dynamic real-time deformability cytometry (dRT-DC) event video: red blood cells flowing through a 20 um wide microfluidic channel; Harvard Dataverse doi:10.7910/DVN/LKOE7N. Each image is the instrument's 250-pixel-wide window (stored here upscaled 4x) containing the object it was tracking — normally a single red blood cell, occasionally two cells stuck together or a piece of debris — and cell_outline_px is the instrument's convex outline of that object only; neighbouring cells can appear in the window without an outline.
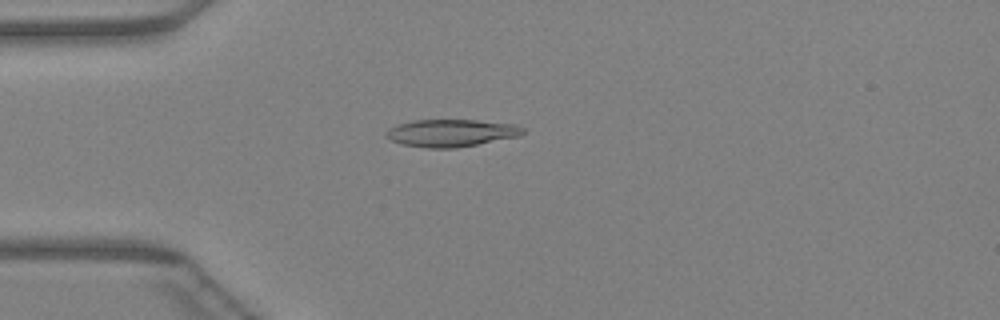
{"species": "Egyptian fruit bat (a non-hibernating species)", "species_latin": "Rousettus aegyptiacus", "temperature_condition": "warm", "stored_images_in_passage": 45, "camera_frame_rate_fps": 3000, "um_per_image_px": 0.085, "animal": {"sex": "female"}, "frame": {"image": 1, "passage_image": 11, "time_ms": 3.333, "image_size_px": [1000, 320], "cell_outline_px": [[524, 132], [520, 136], [456, 148], [428, 148], [404, 144], [392, 140], [384, 136], [388, 128], [412, 120], [476, 120], [516, 124], [524, 128]], "centroid_in_image_um": [38.37, 11.3], "position_along_channel_um": 46.6, "area_um2": 21.73}}
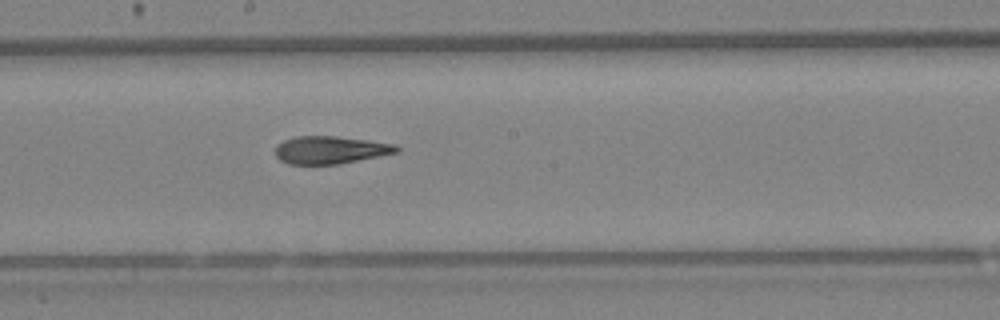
{"frame": {"image": 2, "passage_image": 24, "time_ms": 7.667, "image_size_px": [1000, 320], "cell_outline_px": [[400, 152], [340, 164], [288, 164], [280, 160], [276, 156], [276, 144], [284, 140], [296, 136], [336, 136], [368, 140], [396, 144], [400, 148]], "centroid_in_image_um": [28.1, 12.74], "position_along_channel_um": 220.1, "area_um2": 19.71}}
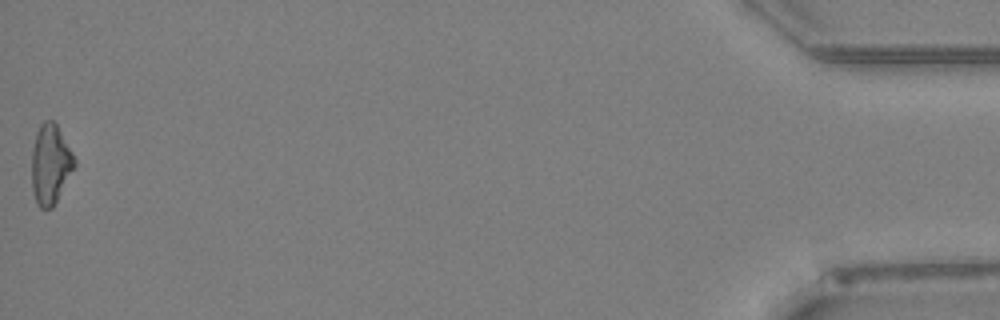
{"frame": {"image": 3, "passage_image": 45, "time_ms": 14.667, "image_size_px": [1000, 320], "cell_outline_px": [[76, 164], [52, 208], [40, 208], [36, 204], [32, 188], [32, 148], [36, 132], [40, 124], [44, 120], [52, 120], [56, 124], [72, 152], [76, 160]], "centroid_in_image_um": [4.27, 13.95], "position_along_channel_um": 430.9, "area_um2": 19.71}}